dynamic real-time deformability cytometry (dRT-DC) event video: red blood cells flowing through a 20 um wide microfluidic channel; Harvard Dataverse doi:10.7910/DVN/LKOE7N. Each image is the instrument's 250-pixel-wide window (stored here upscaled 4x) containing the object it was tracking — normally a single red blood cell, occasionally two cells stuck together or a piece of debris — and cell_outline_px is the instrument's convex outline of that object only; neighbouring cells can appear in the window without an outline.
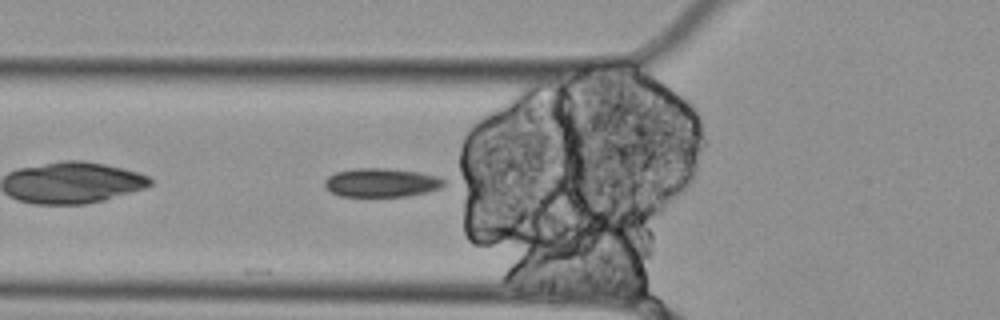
{"species": "Egyptian fruit bat (a non-hibernating species)", "species_latin": "Rousettus aegyptiacus", "temperature_condition": "cold", "stored_images_in_passage": 36, "camera_frame_rate_fps": 3000, "um_per_image_px": 0.085, "animal": {"sex": "female"}, "frame": {"image": 1, "passage_image": 2, "time_ms": 0.333, "image_size_px": [1000, 320], "cell_outline_px": [[448, 184], [440, 188], [428, 192], [408, 196], [340, 196], [332, 192], [324, 184], [324, 180], [328, 176], [336, 172], [356, 168], [384, 168], [420, 172], [436, 176], [448, 180]], "centroid_in_image_um": [32.48, 15.52], "position_along_channel_um": 93.3, "area_um2": 20.11}}
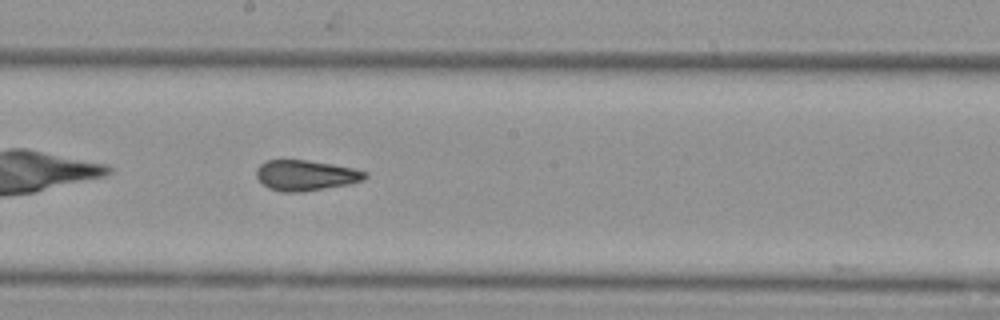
{"frame": {"image": 2, "passage_image": 13, "time_ms": 4.0, "image_size_px": [1000, 320], "cell_outline_px": [[368, 176], [364, 180], [348, 184], [300, 192], [280, 192], [268, 188], [256, 176], [256, 168], [260, 164], [268, 160], [308, 160], [332, 164], [352, 168], [368, 172]], "centroid_in_image_um": [25.98, 14.9], "position_along_channel_um": 222.2, "area_um2": 19.25}}
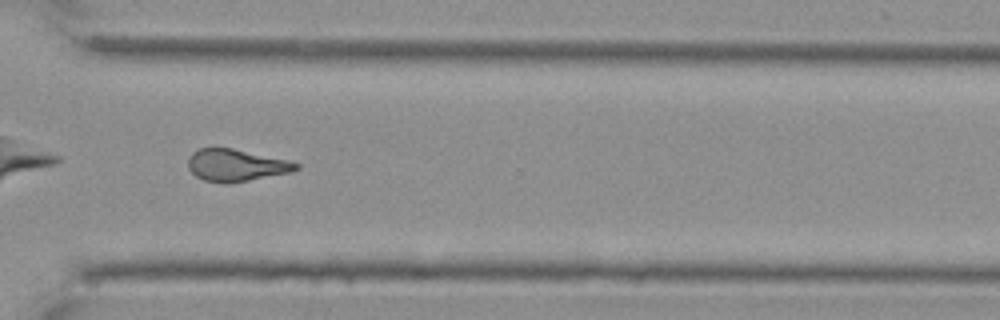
{"frame": {"image": 3, "passage_image": 24, "time_ms": 7.667, "image_size_px": [1000, 320], "cell_outline_px": [[300, 168], [292, 172], [228, 184], [204, 180], [196, 176], [188, 168], [188, 156], [192, 152], [200, 148], [232, 148], [292, 160], [300, 164]], "centroid_in_image_um": [20.1, 14.04], "position_along_channel_um": 350.5, "area_um2": 20.46}}